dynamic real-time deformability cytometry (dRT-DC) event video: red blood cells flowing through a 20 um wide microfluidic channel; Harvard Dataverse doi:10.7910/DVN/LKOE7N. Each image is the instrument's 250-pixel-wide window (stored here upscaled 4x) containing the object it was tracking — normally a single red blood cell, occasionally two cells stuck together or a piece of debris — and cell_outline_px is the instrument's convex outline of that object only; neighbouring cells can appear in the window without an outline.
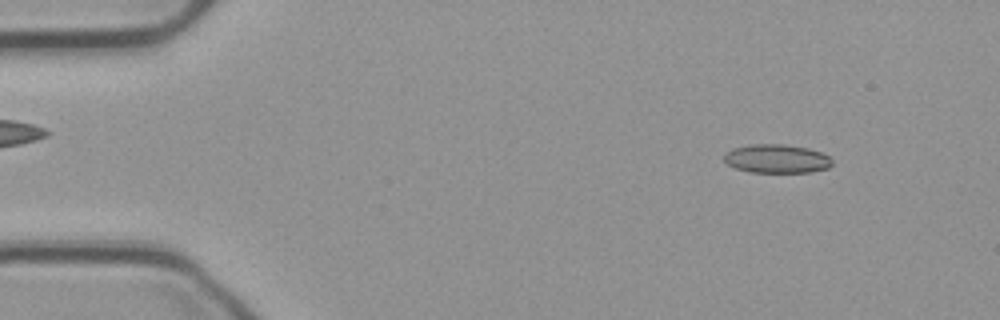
{"species": "common noctule bat (a hibernating species)", "species_latin": "Nyctalus noctula", "temperature_condition": "cold", "stored_images_in_passage": 55, "camera_frame_rate_fps": 3000, "um_per_image_px": 0.085, "animal": {"sex": "male", "body_mass_g": 23.1, "forearm_length_mm": 52.7}, "frame": {"image": 1, "passage_image": 6, "time_ms": 1.667, "image_size_px": [1000, 320], "cell_outline_px": [[832, 164], [828, 168], [812, 172], [748, 172], [736, 168], [728, 164], [724, 160], [724, 152], [732, 148], [752, 144], [784, 144], [808, 148], [820, 152], [828, 156], [832, 160]], "centroid_in_image_um": [66.0, 13.49], "position_along_channel_um": 19.0, "area_um2": 18.15}}
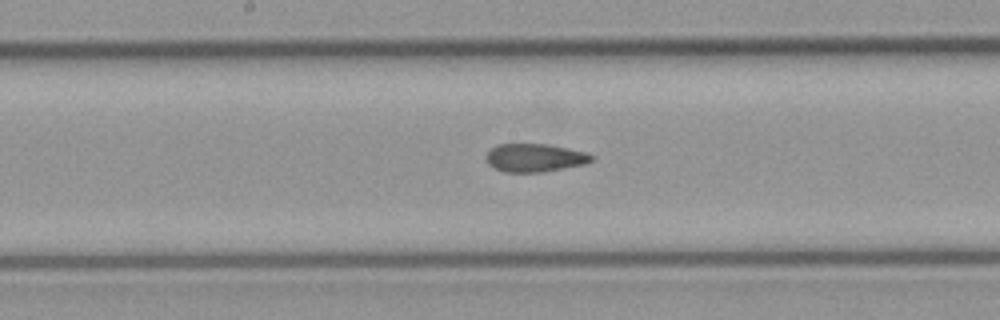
{"frame": {"image": 2, "passage_image": 28, "time_ms": 9.0, "image_size_px": [1000, 320], "cell_outline_px": [[596, 156], [592, 160], [584, 164], [544, 172], [504, 172], [488, 164], [484, 156], [496, 144], [548, 144], [568, 148], [584, 152]], "centroid_in_image_um": [45.44, 13.41], "position_along_channel_um": 202.8, "area_um2": 17.34}}
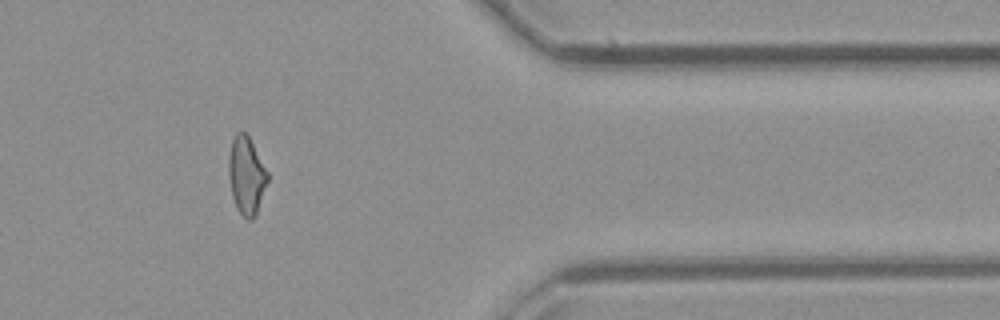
{"frame": {"image": 3, "passage_image": 45, "time_ms": 14.667, "image_size_px": [1000, 320], "cell_outline_px": [[268, 180], [256, 212], [252, 220], [248, 220], [236, 208], [232, 196], [228, 172], [228, 156], [232, 140], [236, 132], [240, 128], [248, 136], [268, 172]], "centroid_in_image_um": [20.92, 14.88], "position_along_channel_um": 390.5, "area_um2": 17.46}, "authors_computed_cell_mechanics": {"area_um2": 17.918, "velocity_mm_per_s": 3.7278, "shape_relaxation_time_tau1_ms": null, "shape_relaxation_time_tau2_ms": 2.489, "deformation_change_tau1": null, "deformation_change_tau2": 0.091}}